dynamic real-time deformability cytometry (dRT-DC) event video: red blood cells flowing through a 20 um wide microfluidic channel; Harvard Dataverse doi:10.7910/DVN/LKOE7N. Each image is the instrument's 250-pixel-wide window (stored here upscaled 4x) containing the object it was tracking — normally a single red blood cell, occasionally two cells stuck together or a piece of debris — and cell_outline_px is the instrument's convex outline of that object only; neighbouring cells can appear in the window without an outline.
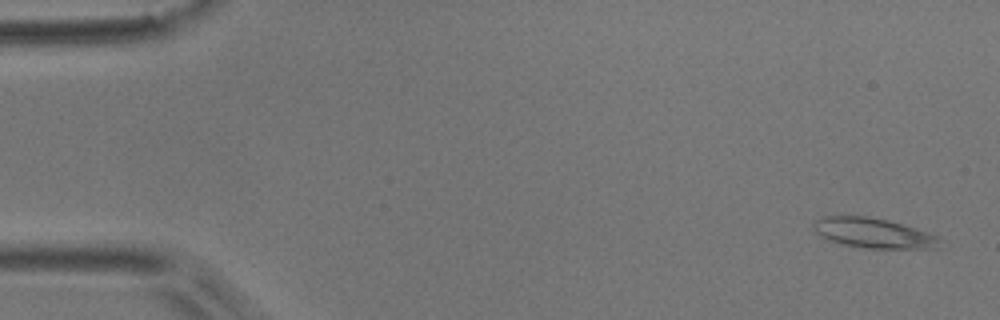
{"species": "common noctule bat (a hibernating species)", "species_latin": "Nyctalus noctula", "temperature_condition": "room temperature", "stored_images_in_passage": 52, "camera_frame_rate_fps": 3000, "um_per_image_px": 0.085, "animal": {"sex": "male", "body_mass_g": 17.9}, "frame": {"image": 1, "passage_image": 1, "time_ms": 0.0, "image_size_px": [1000, 320], "cell_outline_px": [[944, 240], [936, 248], [868, 248], [840, 244], [828, 240], [820, 236], [812, 228], [812, 220], [824, 216], [864, 216], [888, 220], [936, 236]], "centroid_in_image_um": [74.15, 19.81], "position_along_channel_um": 10.8, "area_um2": 21.91}}
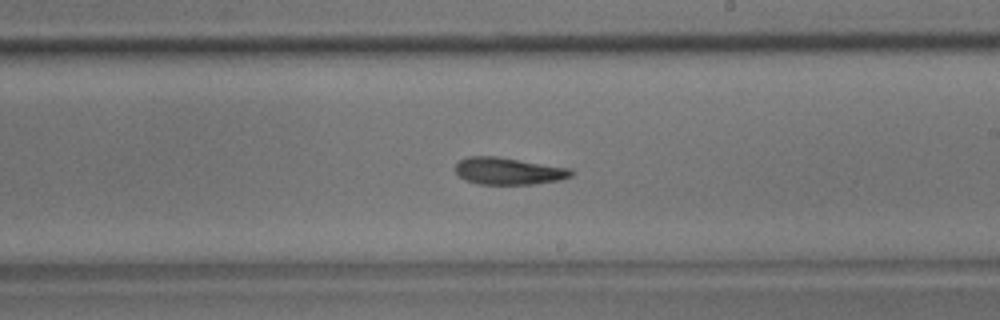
{"frame": {"image": 2, "passage_image": 30, "time_ms": 9.667, "image_size_px": [1000, 320], "cell_outline_px": [[576, 172], [572, 176], [560, 180], [532, 184], [480, 184], [464, 180], [456, 172], [456, 164], [460, 160], [468, 156], [496, 156], [572, 168]], "centroid_in_image_um": [43.27, 14.53], "position_along_channel_um": 245.7, "area_um2": 18.38}}
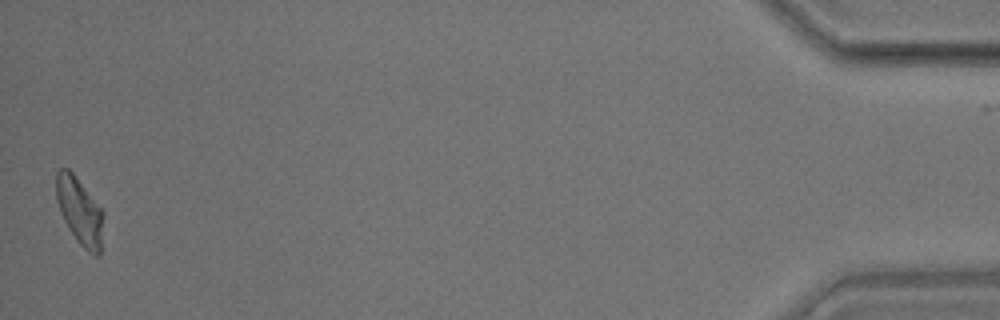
{"frame": {"image": 3, "passage_image": 52, "time_ms": 17.0, "image_size_px": [1000, 320], "cell_outline_px": [[104, 216], [100, 256], [96, 256], [88, 252], [76, 240], [64, 220], [60, 212], [56, 200], [56, 172], [60, 168], [68, 168], [72, 172], [104, 212]], "centroid_in_image_um": [6.78, 17.96], "position_along_channel_um": 428.4, "area_um2": 18.44}, "authors_computed_cell_mechanics": {"area_um2": 18.785, "velocity_mm_per_s": 3.7336, "shape_relaxation_time_tau1_ms": 4.7734, "shape_relaxation_time_tau2_ms": 3.3807, "deformation_change_tau1": 0.1813, "deformation_change_tau2": 0.118}}